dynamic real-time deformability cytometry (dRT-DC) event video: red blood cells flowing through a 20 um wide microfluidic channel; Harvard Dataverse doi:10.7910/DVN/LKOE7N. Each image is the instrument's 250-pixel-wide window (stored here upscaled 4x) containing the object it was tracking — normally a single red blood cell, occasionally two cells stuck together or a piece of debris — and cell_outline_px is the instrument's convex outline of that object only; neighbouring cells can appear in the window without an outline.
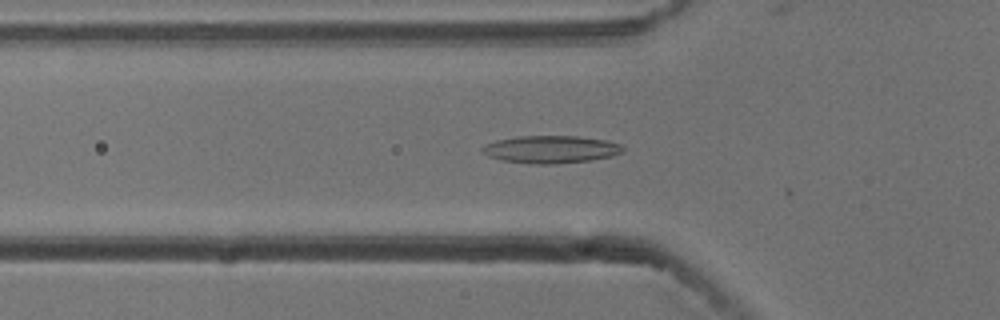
{"species": "common noctule bat (a hibernating species)", "species_latin": "Nyctalus noctula", "temperature_condition": "cold", "stored_images_in_passage": 4, "camera_frame_rate_fps": 3000, "um_per_image_px": 0.085, "animal": {"sex": "male", "body_mass_g": 13.3}, "frame": {"image": 1, "passage_image": 2, "time_ms": 0.333, "image_size_px": [1000, 320], "cell_outline_px": [[624, 152], [612, 156], [592, 160], [552, 164], [532, 164], [504, 160], [488, 156], [480, 152], [480, 148], [496, 140], [520, 136], [580, 136], [608, 140], [620, 144], [624, 148]], "centroid_in_image_um": [46.85, 12.69], "position_along_channel_um": 78.9, "area_um2": 22.66}}